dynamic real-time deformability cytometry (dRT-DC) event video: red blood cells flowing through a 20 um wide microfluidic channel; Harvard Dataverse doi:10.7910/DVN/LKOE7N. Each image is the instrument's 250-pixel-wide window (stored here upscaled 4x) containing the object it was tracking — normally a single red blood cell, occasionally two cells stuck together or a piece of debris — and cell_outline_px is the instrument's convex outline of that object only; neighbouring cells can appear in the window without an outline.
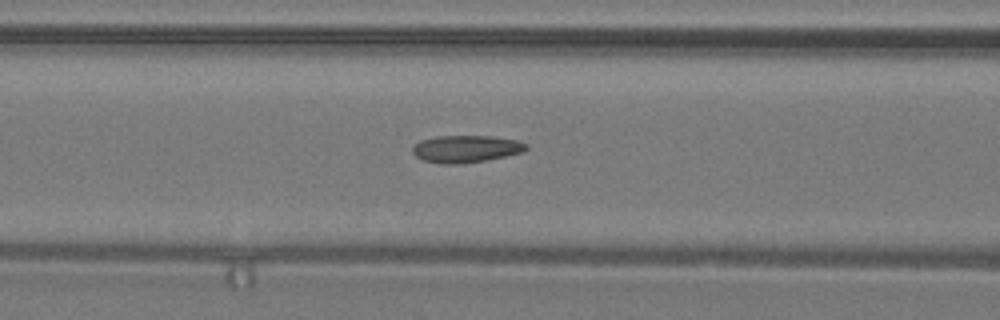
{"species": "common noctule bat (a hibernating species)", "species_latin": "Nyctalus noctula", "temperature_condition": "warm", "stored_images_in_passage": 38, "camera_frame_rate_fps": 3000, "um_per_image_px": 0.085, "animal": {"sex": "male", "body_mass_g": 19.2, "forearm_length_mm": 51.8}, "frame": {"image": 1, "passage_image": 19, "time_ms": 6.0, "image_size_px": [1000, 320], "cell_outline_px": [[528, 148], [524, 152], [484, 160], [460, 164], [440, 164], [424, 160], [416, 156], [412, 152], [412, 148], [420, 140], [436, 136], [488, 136], [516, 140], [528, 144]], "centroid_in_image_um": [39.6, 12.65], "position_along_channel_um": 127.0, "area_um2": 17.92}}
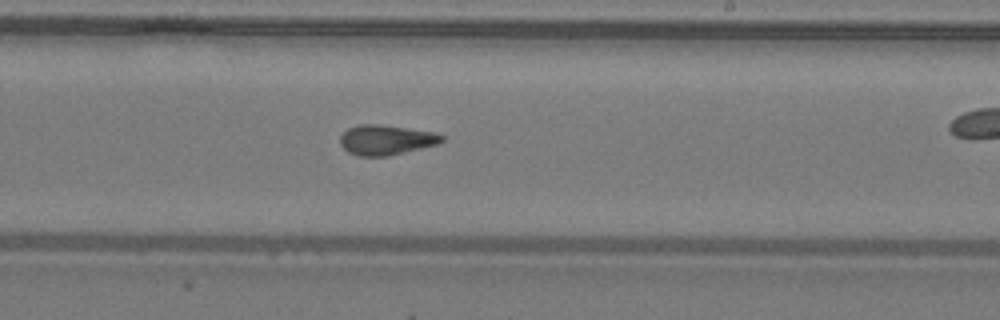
{"frame": {"image": 2, "passage_image": 28, "time_ms": 9.0, "image_size_px": [1000, 320], "cell_outline_px": [[444, 140], [440, 144], [384, 156], [356, 156], [348, 152], [340, 144], [340, 136], [348, 128], [360, 124], [380, 124], [436, 132], [444, 136]], "centroid_in_image_um": [32.83, 11.88], "position_along_channel_um": 256.2, "area_um2": 17.8}}
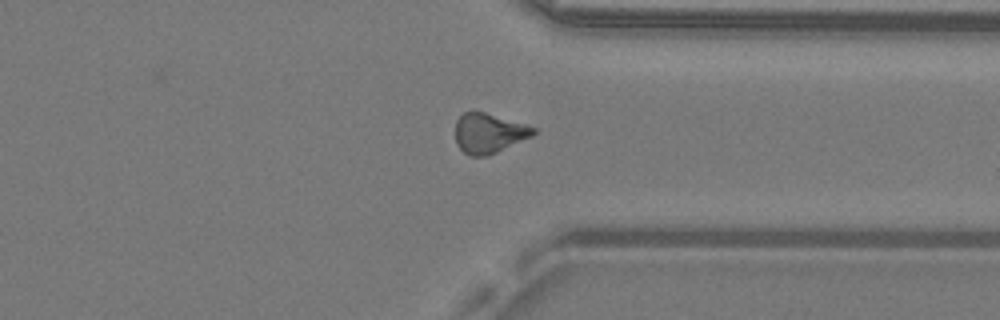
{"frame": {"image": 3, "passage_image": 36, "time_ms": 11.667, "image_size_px": [1000, 320], "cell_outline_px": [[536, 132], [532, 136], [488, 156], [468, 156], [456, 144], [456, 120], [464, 112], [472, 108], [524, 124], [536, 128]], "centroid_in_image_um": [41.52, 11.3], "position_along_channel_um": 369.9, "area_um2": 18.26}}